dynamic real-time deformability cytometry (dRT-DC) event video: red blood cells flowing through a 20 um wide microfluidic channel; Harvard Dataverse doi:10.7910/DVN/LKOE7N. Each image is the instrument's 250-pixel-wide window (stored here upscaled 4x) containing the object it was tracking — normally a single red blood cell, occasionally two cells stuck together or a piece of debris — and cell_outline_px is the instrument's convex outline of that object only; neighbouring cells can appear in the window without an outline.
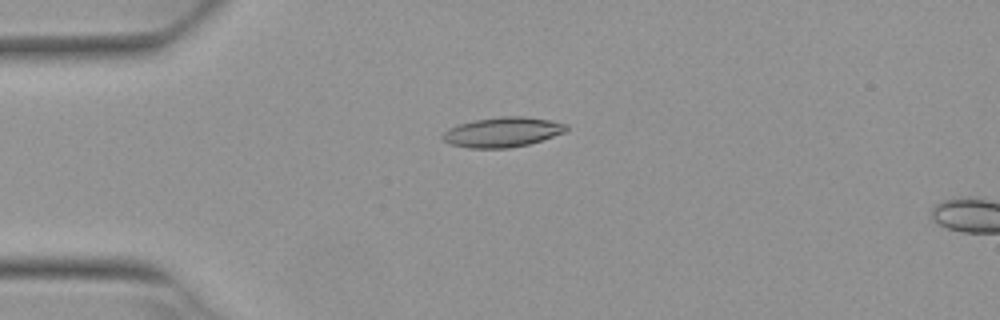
{"species": "Egyptian fruit bat (a non-hibernating species)", "species_latin": "Rousettus aegyptiacus", "temperature_condition": "warm", "stored_images_in_passage": 3, "segment_of_instrument_passage": [1, 2], "camera_frame_rate_fps": 3000, "um_per_image_px": 0.085, "animal": {"sex": "female"}, "frame": {"image": 1, "passage_image": 2, "time_ms": 0.333, "image_size_px": [1000, 320], "cell_outline_px": [[568, 128], [564, 132], [528, 144], [508, 148], [468, 148], [448, 144], [440, 136], [448, 128], [460, 124], [476, 120], [500, 116], [524, 116], [548, 120], [568, 124]], "centroid_in_image_um": [42.67, 11.23], "position_along_channel_um": 42.3, "area_um2": 21.39}}